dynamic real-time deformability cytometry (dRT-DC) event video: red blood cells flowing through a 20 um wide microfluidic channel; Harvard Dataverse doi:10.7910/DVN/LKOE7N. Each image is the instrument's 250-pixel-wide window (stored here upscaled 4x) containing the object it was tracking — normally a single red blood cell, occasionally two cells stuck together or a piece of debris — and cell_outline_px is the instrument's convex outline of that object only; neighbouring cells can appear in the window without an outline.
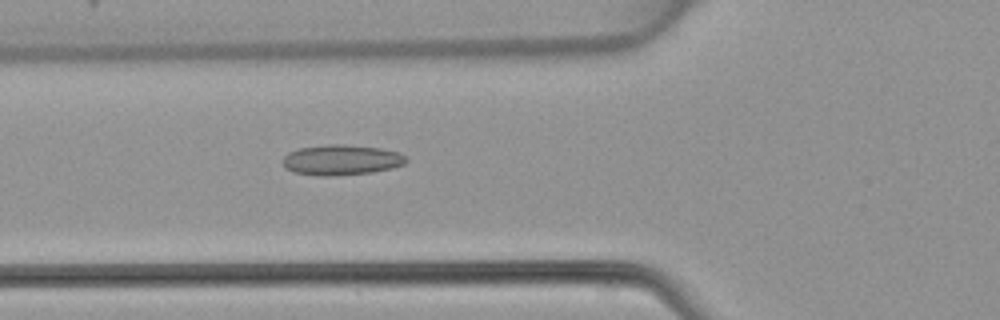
{"species": "common noctule bat (a hibernating species)", "species_latin": "Nyctalus noctula", "temperature_condition": "warm", "stored_images_in_passage": 48, "camera_frame_rate_fps": 3000, "um_per_image_px": 0.085, "animal": {"sex": "female", "body_mass_g": 22.7, "forearm_length_mm": 54.2}, "frame": {"image": 1, "passage_image": 18, "time_ms": 5.667, "image_size_px": [1000, 320], "cell_outline_px": [[408, 160], [404, 164], [392, 168], [372, 172], [332, 176], [316, 176], [292, 172], [284, 168], [284, 156], [288, 152], [300, 148], [328, 144], [344, 144], [380, 148], [396, 152], [404, 156]], "centroid_in_image_um": [28.98, 13.6], "position_along_channel_um": 96.8, "area_um2": 21.85}}
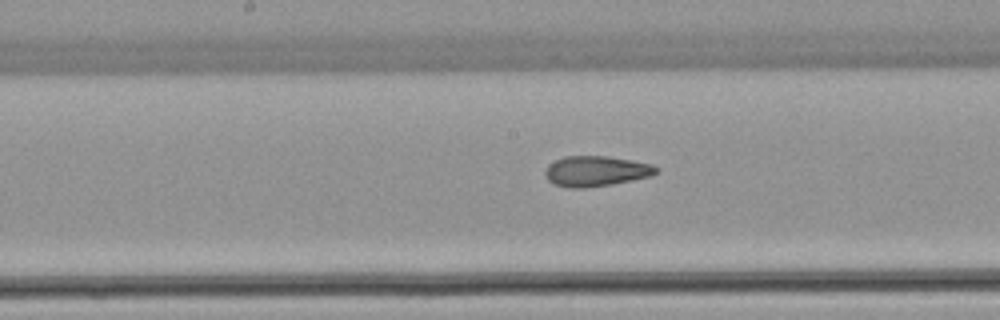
{"frame": {"image": 2, "passage_image": 25, "time_ms": 8.0, "image_size_px": [1000, 320], "cell_outline_px": [[660, 168], [652, 176], [612, 184], [584, 188], [568, 188], [556, 184], [548, 180], [544, 176], [544, 172], [548, 164], [564, 156], [608, 156], [632, 160], [652, 164]], "centroid_in_image_um": [50.66, 14.54], "position_along_channel_um": 197.5, "area_um2": 19.77}}
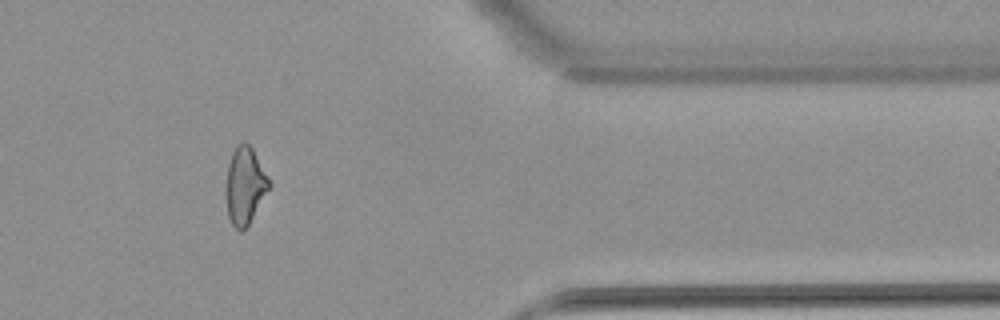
{"frame": {"image": 3, "passage_image": 40, "time_ms": 13.0, "image_size_px": [1000, 320], "cell_outline_px": [[272, 184], [248, 224], [240, 232], [232, 224], [228, 216], [228, 164], [232, 152], [236, 144], [244, 140], [252, 148]], "centroid_in_image_um": [20.85, 15.73], "position_along_channel_um": 390.6, "area_um2": 18.73}}